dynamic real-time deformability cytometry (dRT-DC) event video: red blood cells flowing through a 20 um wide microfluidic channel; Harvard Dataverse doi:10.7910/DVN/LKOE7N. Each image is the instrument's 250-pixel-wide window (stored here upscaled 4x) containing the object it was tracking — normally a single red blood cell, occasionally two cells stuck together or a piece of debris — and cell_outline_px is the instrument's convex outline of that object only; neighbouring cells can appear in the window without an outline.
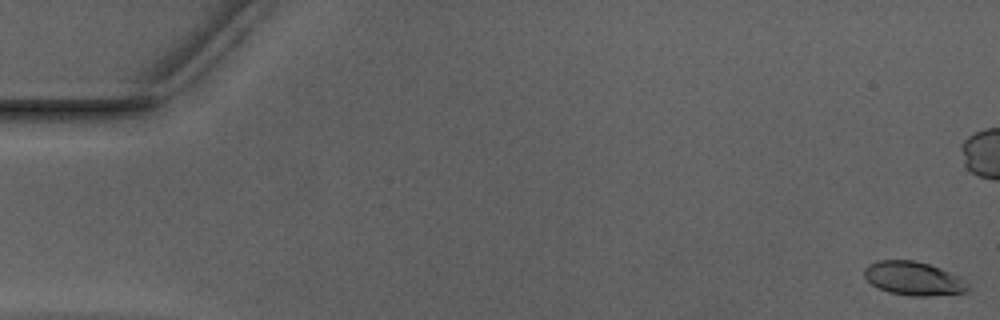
{"species": "Egyptian fruit bat (a non-hibernating species)", "species_latin": "Rousettus aegyptiacus", "temperature_condition": "warm", "stored_images_in_passage": 46, "camera_frame_rate_fps": 3000, "um_per_image_px": 0.085, "animal": {"sex": "male"}, "frame": {"image": 1, "passage_image": 1, "time_ms": 0.0, "image_size_px": [1000, 320], "cell_outline_px": [[972, 288], [964, 292], [928, 296], [912, 296], [888, 292], [872, 284], [864, 276], [864, 268], [868, 264], [880, 260], [912, 260], [928, 264], [940, 268], [956, 276], [968, 284]], "centroid_in_image_um": [77.62, 23.67], "position_along_channel_um": 7.4, "area_um2": 20.06}}
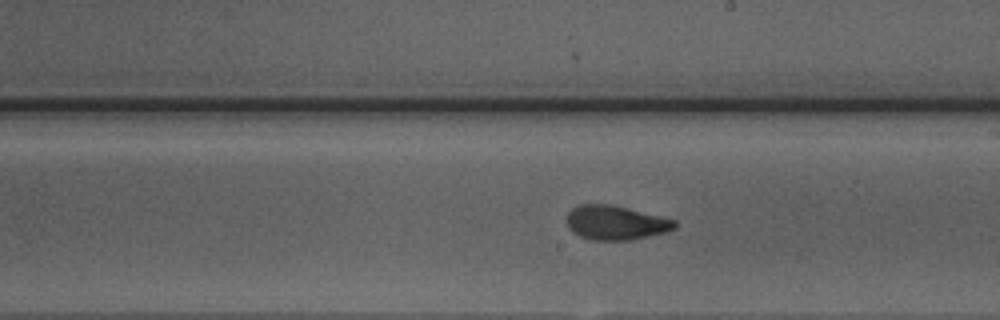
{"frame": {"image": 2, "passage_image": 30, "time_ms": 9.667, "image_size_px": [1000, 320], "cell_outline_px": [[676, 228], [664, 232], [628, 240], [592, 240], [580, 236], [572, 232], [568, 228], [568, 212], [572, 208], [580, 204], [612, 204], [676, 220]], "centroid_in_image_um": [52.31, 18.92], "position_along_channel_um": 236.7, "area_um2": 21.39}}
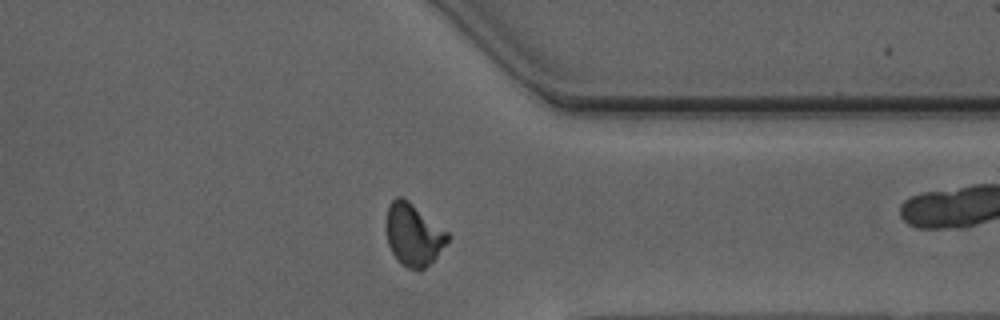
{"frame": {"image": 3, "passage_image": 41, "time_ms": 13.333, "image_size_px": [1000, 320], "cell_outline_px": [[452, 236], [436, 256], [420, 272], [408, 268], [400, 264], [396, 260], [388, 244], [384, 228], [388, 204], [396, 196], [400, 196], [408, 200], [448, 232]], "centroid_in_image_um": [35.1, 19.94], "position_along_channel_um": 376.3, "area_um2": 22.6}, "authors_computed_cell_mechanics": {"area_um2": 21.675, "velocity_mm_per_s": 3.9494, "shape_relaxation_time_tau1_ms": 3.7191, "shape_relaxation_time_tau2_ms": 1.0298, "deformation_change_tau1": 0.1673, "deformation_change_tau2": 0.0672}}